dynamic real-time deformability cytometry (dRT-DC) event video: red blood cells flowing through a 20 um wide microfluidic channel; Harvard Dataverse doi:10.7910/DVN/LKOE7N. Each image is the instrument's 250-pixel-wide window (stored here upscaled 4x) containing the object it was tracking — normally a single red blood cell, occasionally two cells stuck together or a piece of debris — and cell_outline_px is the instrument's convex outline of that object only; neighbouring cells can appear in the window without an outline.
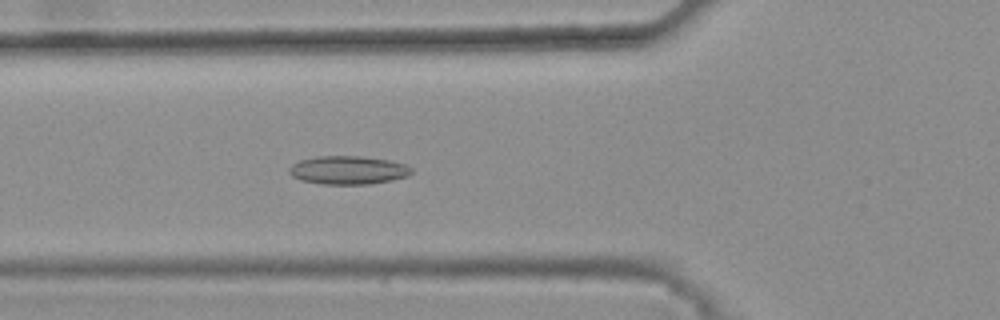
{"species": "common noctule bat (a hibernating species)", "species_latin": "Nyctalus noctula", "temperature_condition": "warm", "stored_images_in_passage": 46, "camera_frame_rate_fps": 3000, "um_per_image_px": 0.085, "animal": {"sex": "female", "body_mass_g": 25.1}, "frame": {"image": 1, "passage_image": 20, "time_ms": 6.333, "image_size_px": [1000, 320], "cell_outline_px": [[412, 172], [408, 176], [392, 180], [368, 184], [320, 184], [300, 180], [292, 176], [288, 172], [288, 168], [292, 164], [300, 160], [316, 156], [360, 156], [388, 160], [404, 164], [412, 168]], "centroid_in_image_um": [29.55, 14.46], "position_along_channel_um": 96.2, "area_um2": 20.29}}
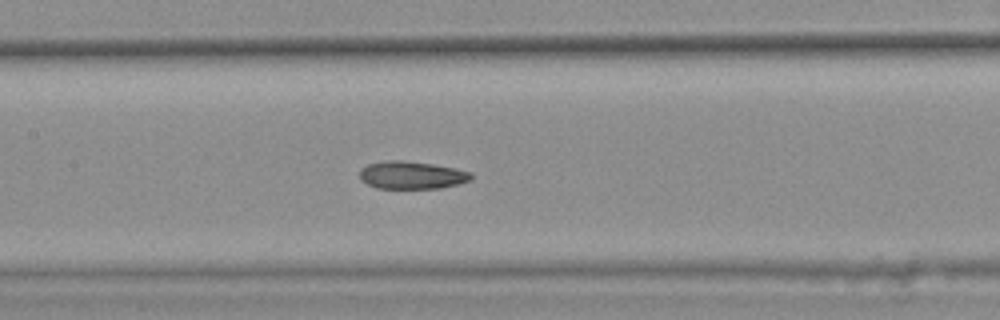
{"frame": {"image": 2, "passage_image": 26, "time_ms": 8.333, "image_size_px": [1000, 320], "cell_outline_px": [[472, 180], [440, 188], [376, 188], [360, 180], [360, 168], [368, 164], [388, 160], [404, 160], [432, 164], [456, 168], [472, 172]], "centroid_in_image_um": [34.99, 14.88], "position_along_channel_um": 172.4, "area_um2": 18.03}}
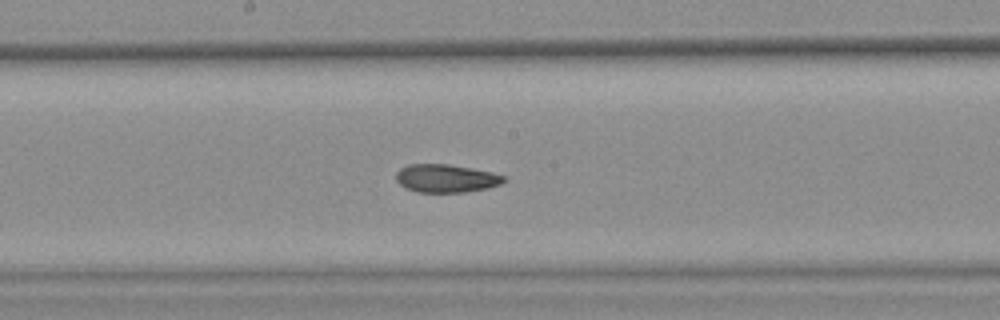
{"frame": {"image": 3, "passage_image": 29, "time_ms": 9.333, "image_size_px": [1000, 320], "cell_outline_px": [[504, 180], [500, 184], [484, 188], [464, 192], [416, 192], [404, 188], [396, 180], [396, 172], [400, 168], [408, 164], [448, 164], [472, 168], [492, 172], [504, 176]], "centroid_in_image_um": [37.85, 15.15], "position_along_channel_um": 210.4, "area_um2": 17.57}, "authors_computed_cell_mechanics": {"area_um2": 18.9295, "velocity_mm_per_s": 3.8008, "shape_relaxation_time_tau1_ms": null, "shape_relaxation_time_tau2_ms": 2.3594, "deformation_change_tau1": null, "deformation_change_tau2": 0.08}}